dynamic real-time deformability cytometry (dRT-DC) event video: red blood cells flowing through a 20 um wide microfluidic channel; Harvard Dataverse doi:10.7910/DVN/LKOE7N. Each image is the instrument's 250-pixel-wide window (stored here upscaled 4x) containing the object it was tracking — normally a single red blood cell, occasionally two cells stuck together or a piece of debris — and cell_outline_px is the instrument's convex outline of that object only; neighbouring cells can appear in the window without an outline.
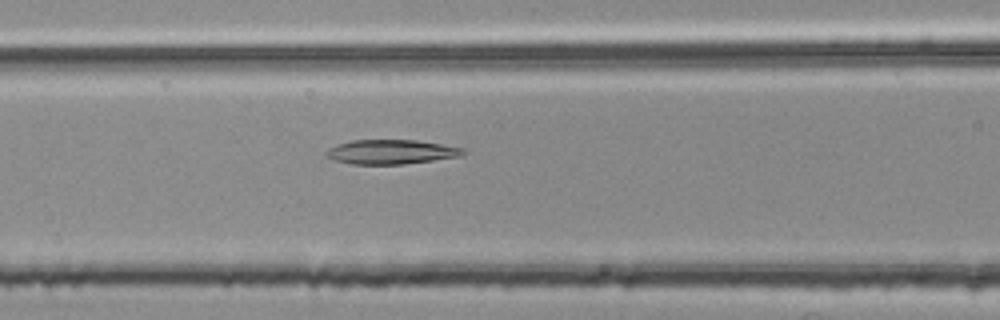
{"species": "common noctule bat (a hibernating species)", "species_latin": "Nyctalus noctula", "temperature_condition": "room temperature", "stored_images_in_passage": 50, "camera_frame_rate_fps": 3000, "um_per_image_px": 0.085, "animal": {"sex": "female", "body_mass_g": 25.1}, "frame": {"image": 1, "passage_image": 19, "time_ms": 6.0, "image_size_px": [1000, 320], "cell_outline_px": [[468, 152], [456, 156], [432, 160], [404, 164], [352, 164], [332, 160], [324, 156], [324, 152], [328, 148], [336, 144], [352, 140], [416, 140], [464, 148]], "centroid_in_image_um": [33.15, 12.91], "position_along_channel_um": 133.4, "area_um2": 19.48}}
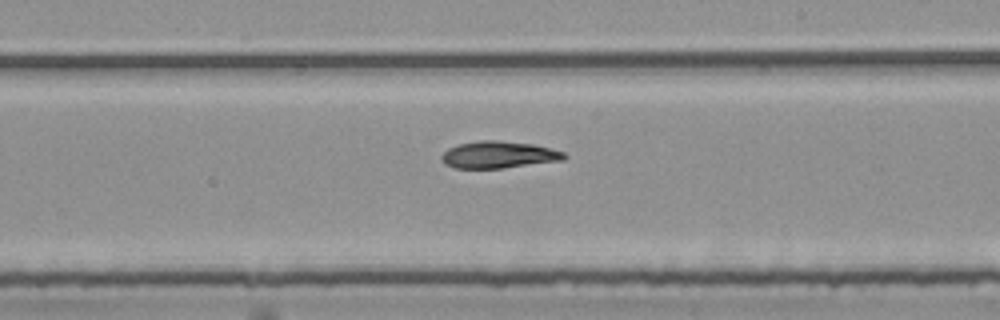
{"frame": {"image": 2, "passage_image": 28, "time_ms": 9.0, "image_size_px": [1000, 320], "cell_outline_px": [[568, 156], [564, 160], [504, 168], [456, 168], [444, 164], [440, 160], [440, 156], [448, 148], [460, 144], [484, 140], [496, 140], [532, 144], [564, 152]], "centroid_in_image_um": [42.37, 13.16], "position_along_channel_um": 246.6, "area_um2": 19.19}}
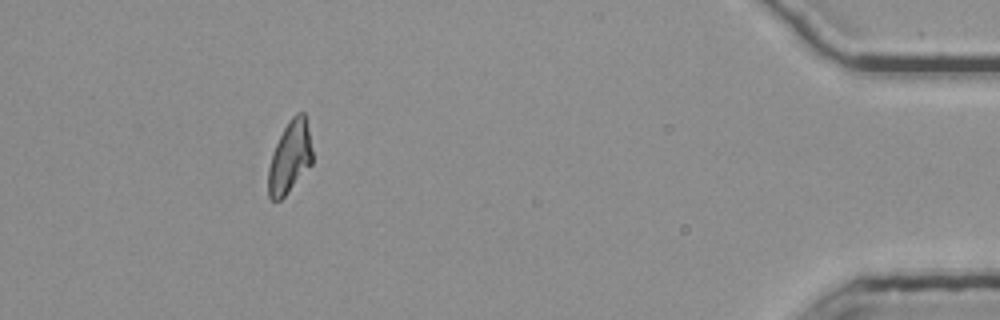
{"frame": {"image": 3, "passage_image": 46, "time_ms": 15.0, "image_size_px": [1000, 320], "cell_outline_px": [[312, 164], [284, 196], [280, 200], [272, 200], [268, 196], [268, 168], [272, 152], [284, 128], [292, 116], [296, 112], [304, 112], [312, 148]], "centroid_in_image_um": [24.62, 13.36], "position_along_channel_um": 410.6, "area_um2": 18.32}}